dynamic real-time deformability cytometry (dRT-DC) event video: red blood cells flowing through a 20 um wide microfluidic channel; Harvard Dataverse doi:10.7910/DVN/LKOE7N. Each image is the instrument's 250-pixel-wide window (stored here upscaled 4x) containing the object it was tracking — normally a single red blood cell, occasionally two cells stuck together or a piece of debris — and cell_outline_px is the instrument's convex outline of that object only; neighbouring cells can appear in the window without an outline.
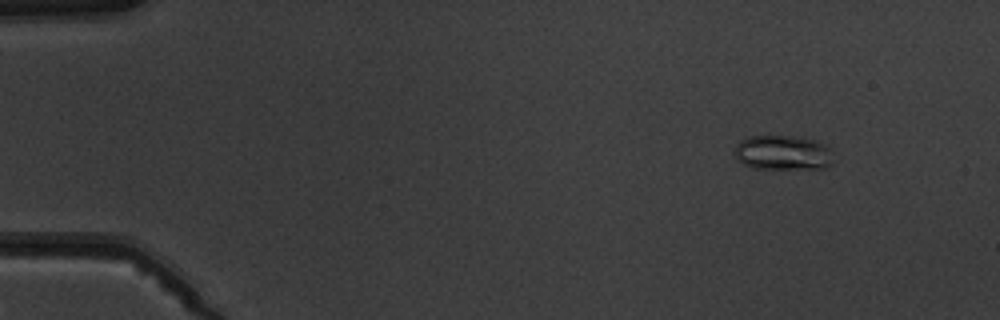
{"species": "common noctule bat (a hibernating species)", "species_latin": "Nyctalus noctula", "temperature_condition": "warm", "stored_images_in_passage": 5, "camera_frame_rate_fps": 3000, "um_per_image_px": 0.085, "animal": {"sex": "male", "body_mass_g": 19.5, "forearm_length_mm": 54.6}, "frame": {"image": 1, "passage_image": 2, "time_ms": 1.667, "image_size_px": [1000, 320], "cell_outline_px": [[832, 164], [828, 168], [756, 168], [744, 164], [736, 160], [736, 144], [740, 140], [748, 136], [788, 136], [812, 140], [828, 148]], "centroid_in_image_um": [66.48, 12.99], "position_along_channel_um": 18.5, "area_um2": 19.48}}
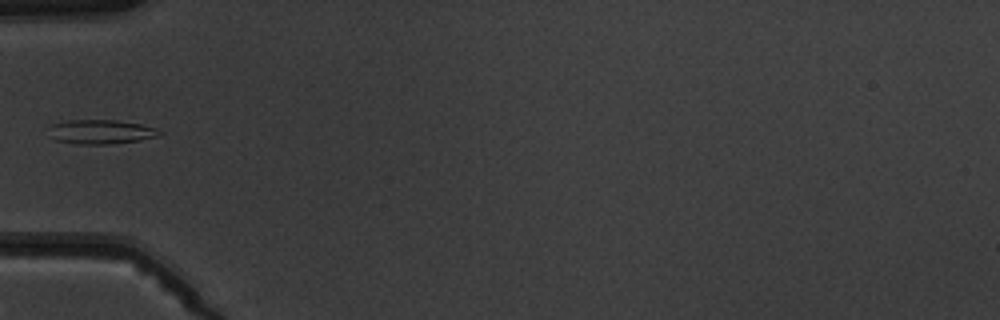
{"frame": {"image": 2, "passage_image": 5, "time_ms": 6.0, "image_size_px": [1000, 320], "cell_outline_px": [[164, 132], [160, 136], [140, 140], [108, 144], [76, 144], [56, 140], [48, 136], [44, 128], [52, 124], [68, 120], [116, 120], [140, 124], [156, 128]], "centroid_in_image_um": [8.51, 11.2], "position_along_channel_um": 76.5, "area_um2": 16.01}}